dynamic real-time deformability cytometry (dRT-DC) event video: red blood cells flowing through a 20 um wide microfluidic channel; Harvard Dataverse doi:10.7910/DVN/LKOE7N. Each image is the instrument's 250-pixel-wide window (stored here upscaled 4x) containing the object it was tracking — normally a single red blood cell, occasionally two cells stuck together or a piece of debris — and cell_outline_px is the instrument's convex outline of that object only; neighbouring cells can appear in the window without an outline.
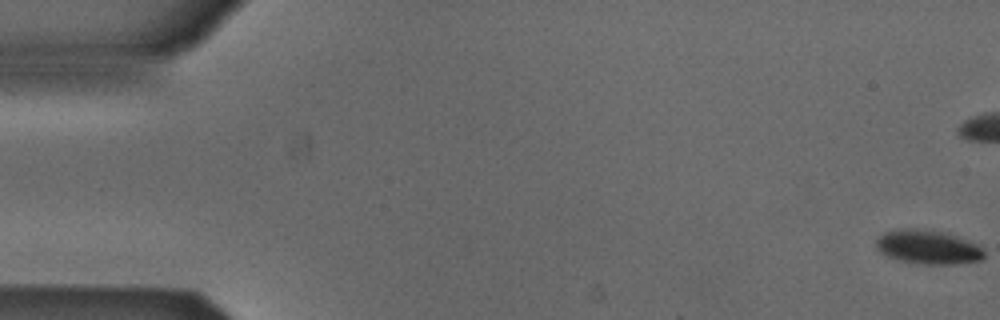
{"species": "Egyptian fruit bat (a non-hibernating species)", "species_latin": "Rousettus aegyptiacus", "temperature_condition": "cold", "stored_images_in_passage": 10, "camera_frame_rate_fps": 3000, "um_per_image_px": 0.085, "animal": {"sex": "male"}, "frame": {"image": 1, "passage_image": 1, "time_ms": 0.0, "image_size_px": [1000, 320], "cell_outline_px": [[984, 256], [980, 260], [956, 264], [916, 264], [900, 260], [888, 256], [880, 252], [876, 248], [876, 240], [884, 232], [896, 228], [928, 228], [948, 232], [968, 240], [976, 244], [984, 252]], "centroid_in_image_um": [78.85, 20.97], "position_along_channel_um": 6.1, "area_um2": 21.79}}